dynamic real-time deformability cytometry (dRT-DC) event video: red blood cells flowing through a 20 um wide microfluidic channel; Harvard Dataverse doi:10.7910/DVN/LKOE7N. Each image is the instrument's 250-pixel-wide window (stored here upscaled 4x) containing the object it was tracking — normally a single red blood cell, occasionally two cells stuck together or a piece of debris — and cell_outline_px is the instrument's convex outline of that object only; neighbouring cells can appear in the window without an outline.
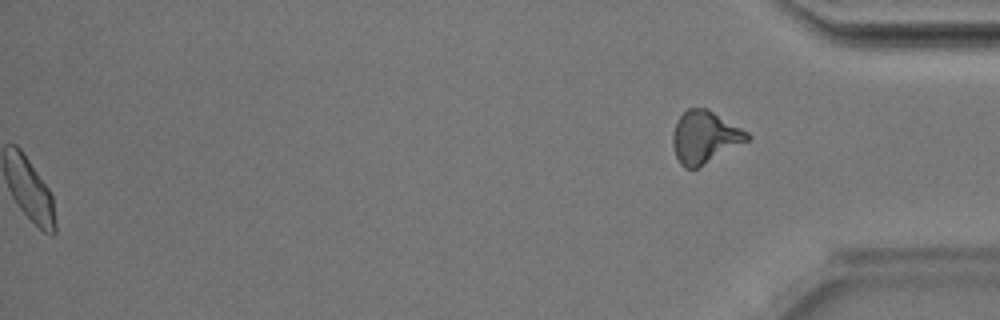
{"species": "Egyptian fruit bat (a non-hibernating species)", "species_latin": "Rousettus aegyptiacus", "temperature_condition": "room temperature", "stored_images_in_passage": 48, "segment_of_instrument_passage": [2, 2], "camera_frame_rate_fps": 3000, "um_per_image_px": 0.085, "animal": {"sex": "male"}, "frame": {"image": 1, "passage_image": 48, "time_ms": 15.667, "image_size_px": [1000, 320], "cell_outline_px": [[752, 136], [748, 140], [696, 168], [684, 168], [680, 164], [676, 156], [672, 144], [672, 136], [676, 120], [688, 108], [708, 108], [748, 132]], "centroid_in_image_um": [59.88, 11.63], "position_along_channel_um": 375.3, "area_um2": 22.43}}